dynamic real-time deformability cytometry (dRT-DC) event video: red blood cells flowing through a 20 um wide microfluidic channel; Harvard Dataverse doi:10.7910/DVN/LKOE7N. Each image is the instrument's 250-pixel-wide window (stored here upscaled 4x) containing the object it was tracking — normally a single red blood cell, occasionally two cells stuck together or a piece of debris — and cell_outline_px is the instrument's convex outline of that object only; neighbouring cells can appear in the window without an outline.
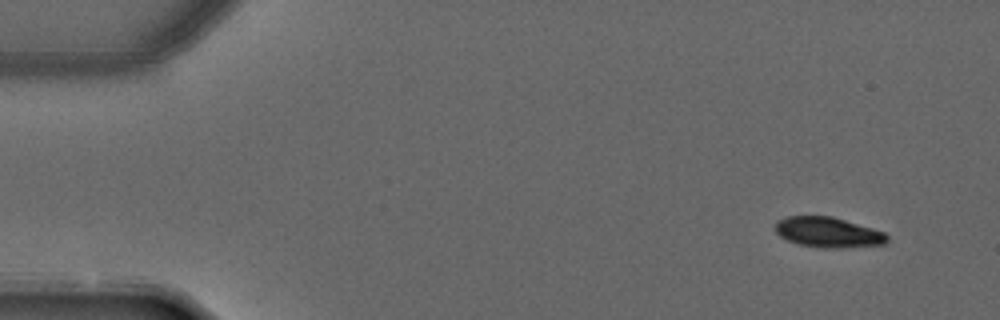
{"species": "common noctule bat (a hibernating species)", "species_latin": "Nyctalus noctula", "temperature_condition": "warm", "stored_images_in_passage": 4, "camera_frame_rate_fps": 3000, "um_per_image_px": 0.085, "animal": {"sex": "male", "forearm_length_mm": 52.5}, "frame": {"image": 1, "passage_image": 1, "time_ms": 0.0, "image_size_px": [1000, 320], "cell_outline_px": [[888, 240], [884, 244], [844, 248], [824, 248], [800, 244], [788, 240], [780, 236], [776, 232], [776, 220], [788, 216], [832, 216], [872, 228], [884, 232], [888, 236]], "centroid_in_image_um": [70.4, 19.74], "position_along_channel_um": 14.6, "area_um2": 19.65}}
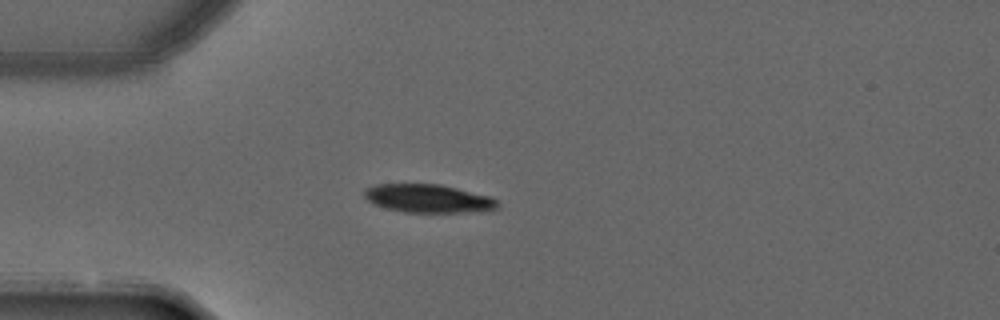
{"frame": {"image": 2, "passage_image": 4, "time_ms": 1.0, "image_size_px": [1000, 320], "cell_outline_px": [[500, 204], [496, 208], [460, 212], [404, 212], [388, 208], [376, 204], [368, 200], [364, 196], [364, 192], [368, 188], [376, 184], [440, 184], [492, 196]], "centroid_in_image_um": [36.41, 16.85], "position_along_channel_um": 48.6, "area_um2": 21.62}}